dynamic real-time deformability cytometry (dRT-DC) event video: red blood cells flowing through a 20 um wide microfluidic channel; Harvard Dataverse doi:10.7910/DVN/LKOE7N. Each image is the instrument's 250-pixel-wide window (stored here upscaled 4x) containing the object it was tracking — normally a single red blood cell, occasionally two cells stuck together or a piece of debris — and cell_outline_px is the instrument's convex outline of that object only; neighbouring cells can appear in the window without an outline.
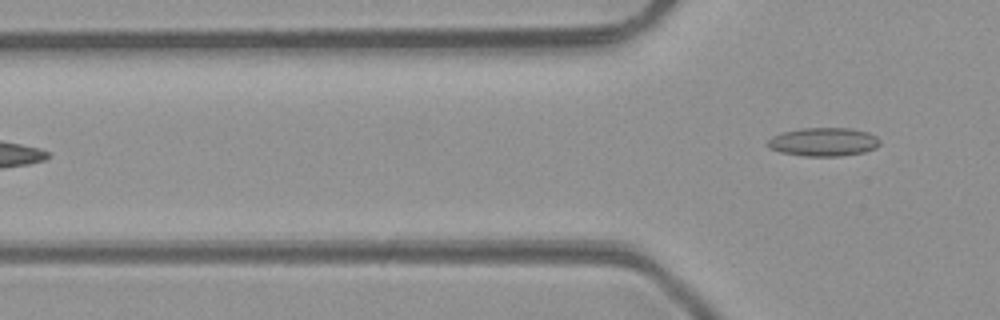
{"species": "common noctule bat (a hibernating species)", "species_latin": "Nyctalus noctula", "temperature_condition": "room temperature", "stored_images_in_passage": 6, "camera_frame_rate_fps": 3000, "um_per_image_px": 0.085, "animal": {"sex": "male", "body_mass_g": 23.1, "forearm_length_mm": 52.7}, "frame": {"image": 1, "passage_image": 6, "time_ms": 6.667, "image_size_px": [1000, 320], "cell_outline_px": [[880, 144], [876, 148], [864, 152], [840, 156], [804, 156], [780, 152], [772, 148], [768, 144], [768, 140], [772, 136], [780, 132], [804, 128], [852, 128], [868, 132], [876, 136], [880, 140]], "centroid_in_image_um": [70.03, 12.05], "position_along_channel_um": 55.8, "area_um2": 18.67}}